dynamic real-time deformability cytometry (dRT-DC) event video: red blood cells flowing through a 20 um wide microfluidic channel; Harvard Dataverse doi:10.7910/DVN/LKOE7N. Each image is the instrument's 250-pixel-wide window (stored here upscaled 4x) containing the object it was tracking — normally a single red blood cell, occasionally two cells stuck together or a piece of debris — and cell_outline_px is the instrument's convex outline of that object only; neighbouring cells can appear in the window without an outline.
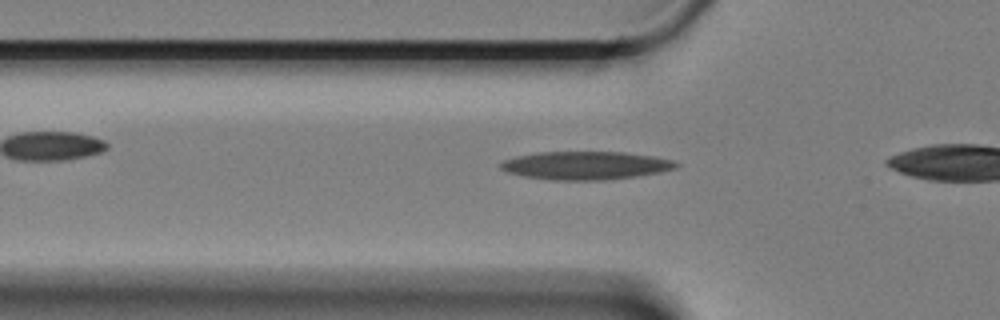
{"species": "Egyptian fruit bat (a non-hibernating species)", "species_latin": "Rousettus aegyptiacus", "temperature_condition": "cold", "stored_images_in_passage": 8, "camera_frame_rate_fps": 3000, "um_per_image_px": 0.085, "animal": {"sex": "female"}, "frame": {"image": 1, "passage_image": 5, "time_ms": 1.333, "image_size_px": [1000, 320], "cell_outline_px": [[680, 164], [676, 168], [660, 172], [636, 176], [604, 180], [552, 180], [524, 176], [508, 172], [500, 168], [500, 164], [504, 160], [516, 156], [540, 152], [624, 152], [652, 156], [672, 160]], "centroid_in_image_um": [49.78, 14.06], "position_along_channel_um": 76.0, "area_um2": 28.67}}